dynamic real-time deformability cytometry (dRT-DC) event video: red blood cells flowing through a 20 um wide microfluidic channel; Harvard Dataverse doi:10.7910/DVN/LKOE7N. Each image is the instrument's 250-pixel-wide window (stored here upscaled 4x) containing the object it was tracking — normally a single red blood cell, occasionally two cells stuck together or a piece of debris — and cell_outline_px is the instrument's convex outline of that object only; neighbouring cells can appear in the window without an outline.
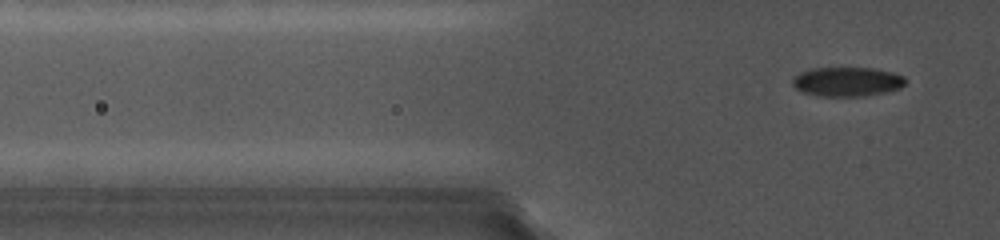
{"species": "common noctule bat (a hibernating species)", "species_latin": "Nyctalus noctula", "temperature_condition": "cold", "stored_images_in_passage": 7, "segment_of_instrument_passage": [2, 2], "camera_frame_rate_fps": 5000, "um_per_image_px": 0.085, "animal": {"sex": "female", "body_mass_g": 19.0, "forearm_length_mm": 56.7}, "frame": {"image": 1, "passage_image": 7, "time_ms": 2.0, "image_size_px": [1000, 240], "cell_outline_px": [[908, 80], [900, 88], [884, 92], [864, 96], [816, 96], [800, 92], [792, 84], [792, 76], [800, 72], [812, 68], [872, 68], [892, 72], [904, 76]], "centroid_in_image_um": [71.97, 6.94], "position_along_channel_um": 53.8, "area_um2": 19.48}}